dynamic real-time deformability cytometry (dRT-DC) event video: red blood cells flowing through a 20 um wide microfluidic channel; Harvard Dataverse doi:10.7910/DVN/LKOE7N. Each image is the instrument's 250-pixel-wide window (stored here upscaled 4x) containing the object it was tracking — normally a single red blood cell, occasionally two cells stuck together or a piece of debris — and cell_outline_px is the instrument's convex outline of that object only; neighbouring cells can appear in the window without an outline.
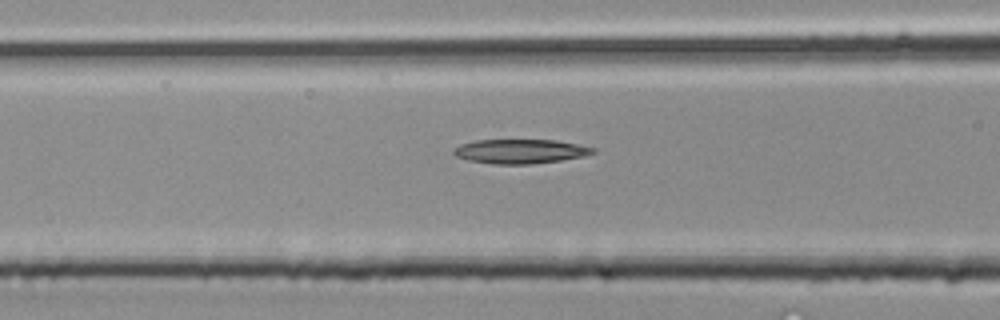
{"species": "common noctule bat (a hibernating species)", "species_latin": "Nyctalus noctula", "temperature_condition": "room temperature", "stored_images_in_passage": 9, "camera_frame_rate_fps": 3000, "um_per_image_px": 0.085, "animal": {"sex": "male", "body_mass_g": 20.4}, "frame": {"image": 1, "passage_image": 6, "time_ms": 1.667, "image_size_px": [1000, 320], "cell_outline_px": [[596, 152], [584, 156], [560, 160], [532, 164], [492, 164], [468, 160], [456, 156], [452, 152], [452, 148], [460, 144], [476, 140], [556, 140], [596, 148]], "centroid_in_image_um": [44.19, 12.86], "position_along_channel_um": 122.4, "area_um2": 19.77}}
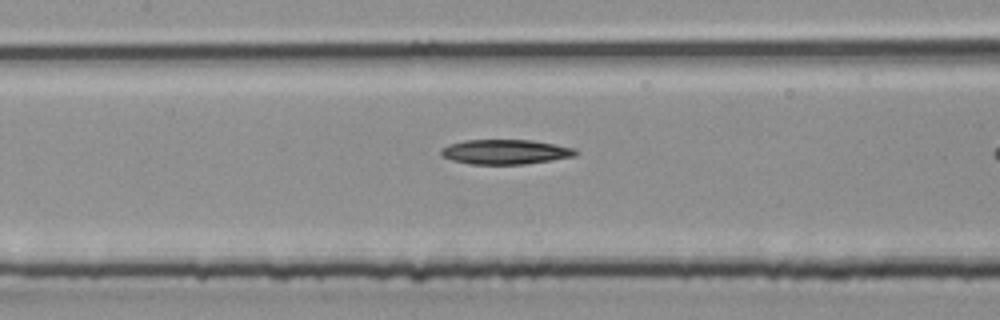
{"frame": {"image": 2, "passage_image": 8, "time_ms": 2.333, "image_size_px": [1000, 320], "cell_outline_px": [[580, 152], [576, 156], [524, 164], [472, 164], [452, 160], [440, 156], [440, 148], [448, 144], [464, 140], [532, 140], [576, 148]], "centroid_in_image_um": [42.94, 12.9], "position_along_channel_um": 164.5, "area_um2": 19.54}}